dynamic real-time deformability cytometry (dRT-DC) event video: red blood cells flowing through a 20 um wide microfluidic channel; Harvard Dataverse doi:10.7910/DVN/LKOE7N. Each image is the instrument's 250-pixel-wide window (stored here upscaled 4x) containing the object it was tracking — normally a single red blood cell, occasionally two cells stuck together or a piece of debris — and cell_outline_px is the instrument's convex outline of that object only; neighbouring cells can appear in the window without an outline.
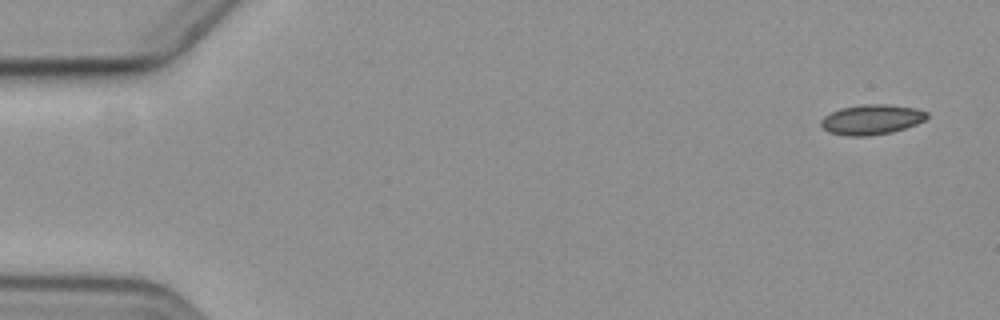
{"species": "common noctule bat (a hibernating species)", "species_latin": "Nyctalus noctula", "temperature_condition": "cold", "stored_images_in_passage": 6, "camera_frame_rate_fps": 3000, "um_per_image_px": 0.085, "animal": {"sex": "female", "body_mass_g": 19.3, "forearm_length_mm": 54.1}, "frame": {"image": 1, "passage_image": 1, "time_ms": 0.0, "image_size_px": [1000, 320], "cell_outline_px": [[928, 116], [924, 120], [916, 124], [892, 132], [868, 136], [844, 136], [828, 132], [820, 124], [820, 120], [824, 116], [840, 108], [864, 104], [884, 104], [916, 108], [928, 112]], "centroid_in_image_um": [74.06, 10.16], "position_along_channel_um": 10.9, "area_um2": 18.55}}
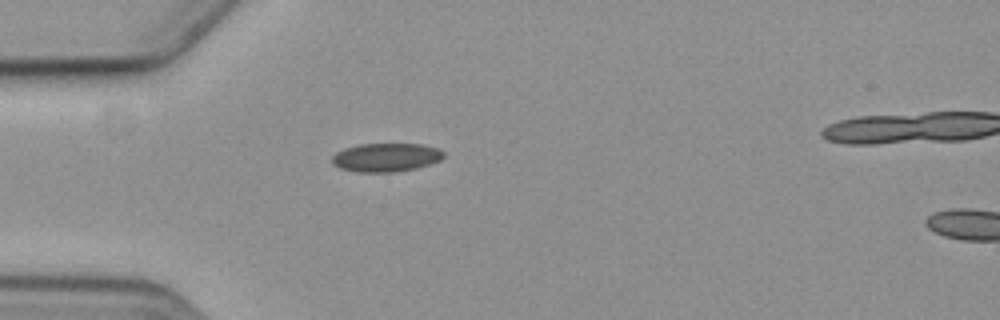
{"frame": {"image": 2, "passage_image": 5, "time_ms": 4.667, "image_size_px": [1000, 320], "cell_outline_px": [[444, 156], [440, 160], [416, 168], [396, 172], [356, 172], [340, 168], [332, 164], [332, 156], [336, 152], [344, 148], [360, 144], [420, 144], [440, 148], [444, 152]], "centroid_in_image_um": [32.8, 13.38], "position_along_channel_um": 52.2, "area_um2": 18.67}}